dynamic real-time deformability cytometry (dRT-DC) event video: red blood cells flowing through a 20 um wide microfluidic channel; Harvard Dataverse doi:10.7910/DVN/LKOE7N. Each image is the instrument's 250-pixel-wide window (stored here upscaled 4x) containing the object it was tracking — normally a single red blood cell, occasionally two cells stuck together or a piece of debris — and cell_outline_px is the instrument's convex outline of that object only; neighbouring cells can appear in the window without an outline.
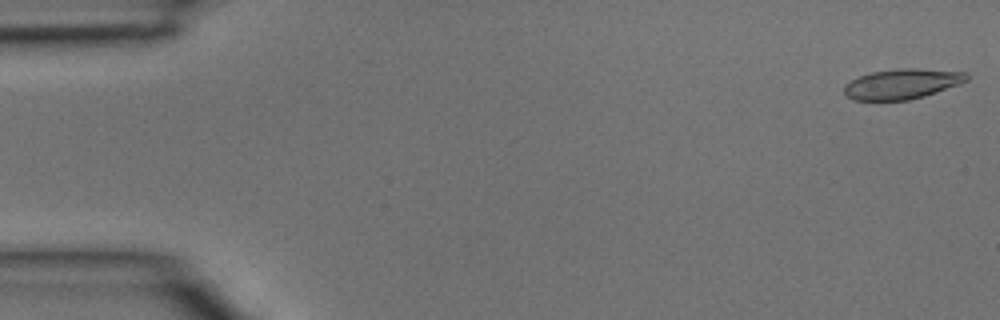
{"species": "common noctule bat (a hibernating species)", "species_latin": "Nyctalus noctula", "temperature_condition": "room temperature", "stored_images_in_passage": 7, "camera_frame_rate_fps": 3000, "um_per_image_px": 0.085, "animal": {"sex": "male", "body_mass_g": 15.6}, "frame": {"image": 1, "passage_image": 1, "time_ms": 0.0, "image_size_px": [1000, 320], "cell_outline_px": [[968, 80], [960, 84], [924, 96], [908, 100], [856, 100], [848, 96], [844, 92], [844, 84], [860, 76], [872, 72], [900, 68], [916, 68], [964, 72], [968, 76]], "centroid_in_image_um": [76.68, 7.13], "position_along_channel_um": 8.3, "area_um2": 21.33}}